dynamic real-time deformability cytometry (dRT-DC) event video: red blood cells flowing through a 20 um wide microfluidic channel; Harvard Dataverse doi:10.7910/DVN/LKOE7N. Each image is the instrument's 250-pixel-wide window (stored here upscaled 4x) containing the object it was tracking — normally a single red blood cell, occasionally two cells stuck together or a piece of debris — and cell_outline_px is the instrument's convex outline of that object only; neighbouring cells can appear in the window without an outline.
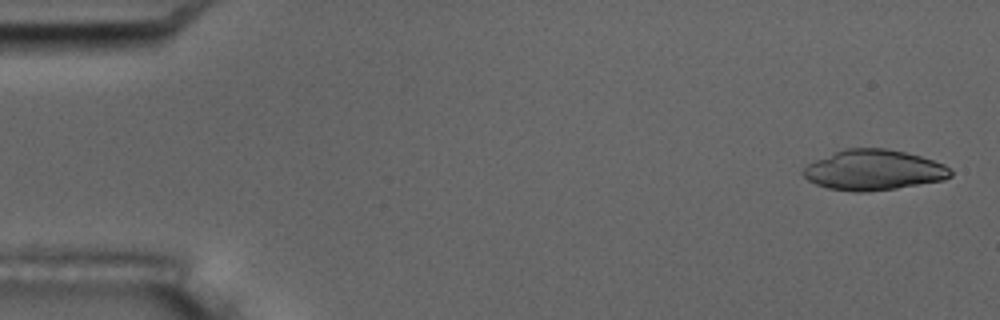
{"species": "common noctule bat (a hibernating species)", "species_latin": "Nyctalus noctula", "temperature_condition": "room temperature", "stored_images_in_passage": 4, "camera_frame_rate_fps": 3000, "um_per_image_px": 0.085, "animal": {"sex": "male", "body_mass_g": 17.5, "forearm_length_mm": 52.3}, "frame": {"image": 1, "passage_image": 1, "time_ms": 0.0, "image_size_px": [1000, 320], "cell_outline_px": [[952, 176], [944, 180], [896, 188], [868, 192], [852, 192], [828, 188], [816, 184], [808, 180], [800, 172], [808, 164], [816, 160], [836, 152], [848, 148], [884, 148], [904, 152], [920, 156], [944, 164], [952, 172]], "centroid_in_image_um": [74.26, 14.47], "position_along_channel_um": 10.7, "area_um2": 34.45}}